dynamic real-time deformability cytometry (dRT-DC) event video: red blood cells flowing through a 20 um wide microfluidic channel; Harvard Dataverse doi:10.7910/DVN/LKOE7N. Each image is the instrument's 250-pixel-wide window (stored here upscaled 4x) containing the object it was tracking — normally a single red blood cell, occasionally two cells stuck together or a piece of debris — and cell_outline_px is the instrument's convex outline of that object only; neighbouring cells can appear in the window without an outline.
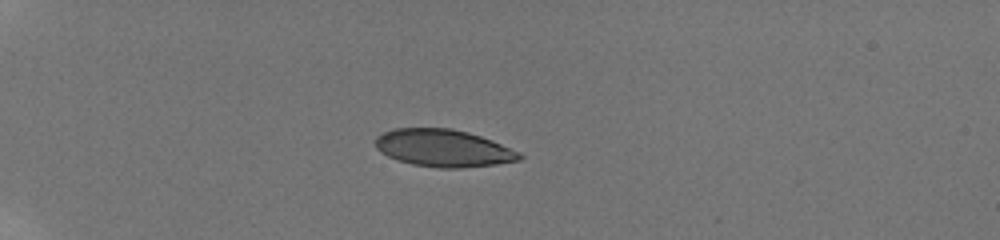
{"species": "human", "species_latin": "Homo sapiens", "temperature_condition": "room temperature", "stored_images_in_passage": 60, "camera_frame_rate_fps": 3000, "um_per_image_px": 0.085, "donor": {"sex": "male"}, "frame": {"image": 1, "passage_image": 1, "time_ms": 0.0, "image_size_px": [1000, 240], "cell_outline_px": [[524, 156], [520, 160], [496, 164], [460, 168], [440, 168], [412, 164], [388, 156], [380, 152], [376, 148], [376, 136], [392, 128], [452, 128], [468, 132], [492, 140], [520, 152]], "centroid_in_image_um": [37.69, 12.58], "position_along_channel_um": 47.3, "area_um2": 31.33}}
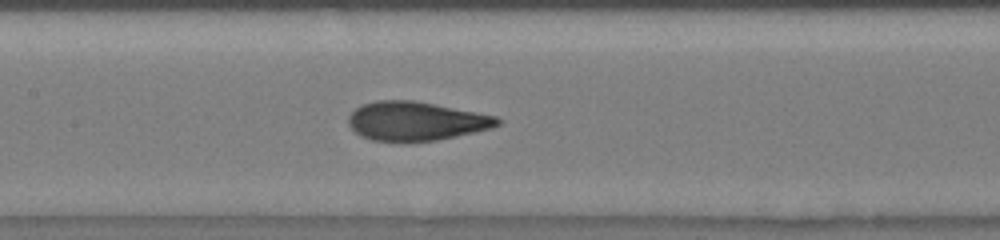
{"frame": {"image": 2, "passage_image": 26, "time_ms": 4.667, "image_size_px": [1000, 240], "cell_outline_px": [[500, 124], [492, 128], [456, 136], [436, 140], [372, 140], [360, 136], [348, 124], [348, 116], [356, 108], [364, 104], [376, 100], [412, 100], [476, 112], [496, 116], [500, 120]], "centroid_in_image_um": [35.34, 10.28], "position_along_channel_um": 172.1, "area_um2": 33.18}}
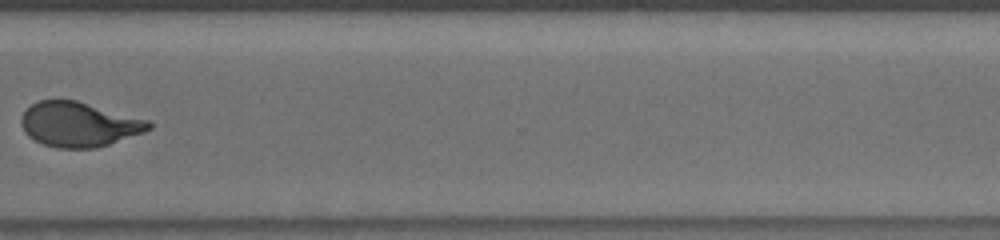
{"frame": {"image": 3, "passage_image": 45, "time_ms": 9.667, "image_size_px": [1000, 240], "cell_outline_px": [[152, 128], [144, 132], [96, 148], [56, 148], [44, 144], [28, 136], [24, 132], [20, 124], [20, 120], [24, 112], [32, 104], [40, 100], [76, 100], [152, 120]], "centroid_in_image_um": [6.73, 10.57], "position_along_channel_um": 363.9, "area_um2": 33.35}, "authors_computed_cell_mechanics": {"area_um2": 33.235, "velocity_mm_per_s": 3.8444, "shape_relaxation_time_tau1_ms": 3.6097, "shape_relaxation_time_tau2_ms": 0.6873, "deformation_change_tau1": 0.1788, "deformation_change_tau2": 0.0695}}